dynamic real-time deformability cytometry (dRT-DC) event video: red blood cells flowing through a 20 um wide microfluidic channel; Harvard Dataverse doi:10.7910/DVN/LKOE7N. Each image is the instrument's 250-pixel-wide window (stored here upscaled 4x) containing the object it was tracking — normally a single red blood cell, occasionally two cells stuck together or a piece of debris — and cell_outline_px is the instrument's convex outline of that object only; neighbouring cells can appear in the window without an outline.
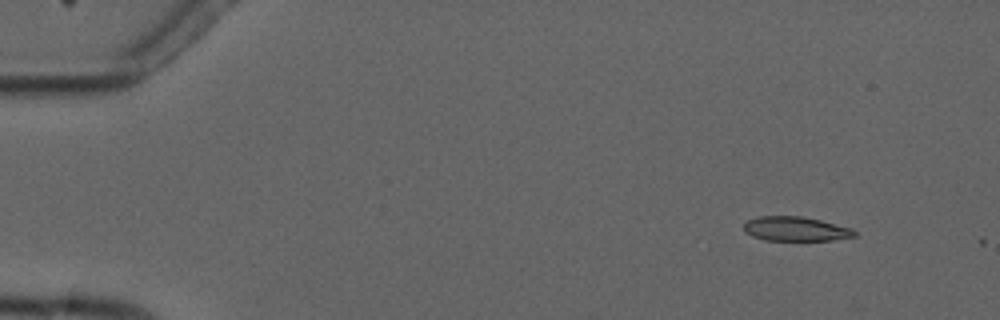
{"species": "common noctule bat (a hibernating species)", "species_latin": "Nyctalus noctula", "temperature_condition": "cold", "stored_images_in_passage": 3, "camera_frame_rate_fps": 3000, "um_per_image_px": 0.085, "animal": {"sex": "male", "forearm_length_mm": 52.5}, "frame": {"image": 1, "passage_image": 2, "time_ms": 1.0, "image_size_px": [1000, 320], "cell_outline_px": [[856, 236], [832, 240], [764, 240], [752, 236], [744, 232], [744, 224], [748, 220], [756, 216], [800, 216], [820, 220], [852, 228], [856, 232]], "centroid_in_image_um": [67.61, 19.45], "position_along_channel_um": 17.4, "area_um2": 15.72}}